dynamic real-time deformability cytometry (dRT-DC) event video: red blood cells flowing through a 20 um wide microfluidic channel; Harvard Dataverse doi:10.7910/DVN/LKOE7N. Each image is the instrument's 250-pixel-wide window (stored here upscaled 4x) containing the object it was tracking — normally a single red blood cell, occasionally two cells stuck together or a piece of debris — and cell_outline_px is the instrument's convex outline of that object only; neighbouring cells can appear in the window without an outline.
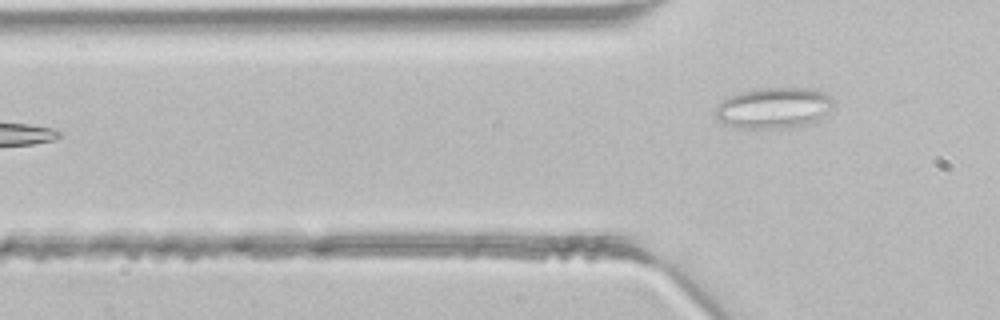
{"species": "common noctule bat (a hibernating species)", "species_latin": "Nyctalus noctula", "temperature_condition": "room temperature", "stored_images_in_passage": 3, "camera_frame_rate_fps": 3000, "um_per_image_px": 0.085, "animal": {"sex": "male", "body_mass_g": 21.5, "forearm_length_mm": 52.0}, "frame": {"image": 1, "passage_image": 3, "time_ms": 0.667, "image_size_px": [1000, 320], "cell_outline_px": [[836, 100], [812, 124], [796, 128], [740, 128], [724, 124], [712, 112], [716, 104], [720, 100], [728, 96], [752, 88], [816, 88], [824, 92]], "centroid_in_image_um": [65.71, 9.16], "position_along_channel_um": 60.1, "area_um2": 28.67}}